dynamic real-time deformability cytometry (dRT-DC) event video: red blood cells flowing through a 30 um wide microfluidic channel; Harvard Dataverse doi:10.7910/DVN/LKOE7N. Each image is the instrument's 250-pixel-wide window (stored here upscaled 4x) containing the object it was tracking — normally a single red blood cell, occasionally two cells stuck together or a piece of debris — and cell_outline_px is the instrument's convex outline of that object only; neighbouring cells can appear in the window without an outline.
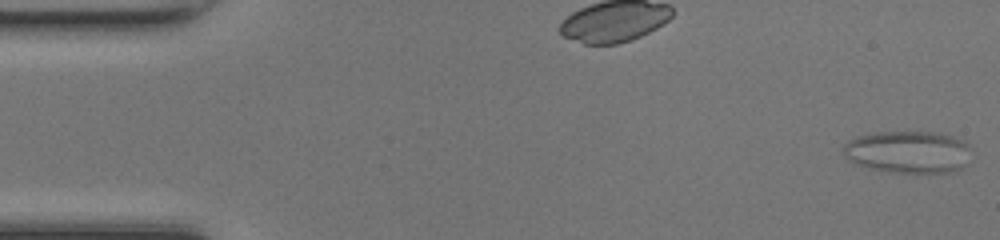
{"species": "common noctule bat (a hibernating species)", "species_latin": "Nyctalus noctula", "temperature_condition": "room temperature", "stored_images_in_passage": 49, "camera_frame_rate_fps": 3000, "um_per_image_px": 0.085, "animal": {"sex": "female", "body_mass_g": 17.0, "forearm_length_mm": 48.0}, "frame": {"image": 1, "passage_image": 1, "time_ms": 0.0, "image_size_px": [1000, 240], "cell_outline_px": [[972, 148], [968, 164], [964, 168], [956, 172], [892, 172], [868, 168], [856, 164], [844, 156], [844, 144], [848, 140], [856, 136], [876, 132], [940, 132], [964, 140]], "centroid_in_image_um": [77.25, 12.91], "position_along_channel_um": 7.7, "area_um2": 32.02}}
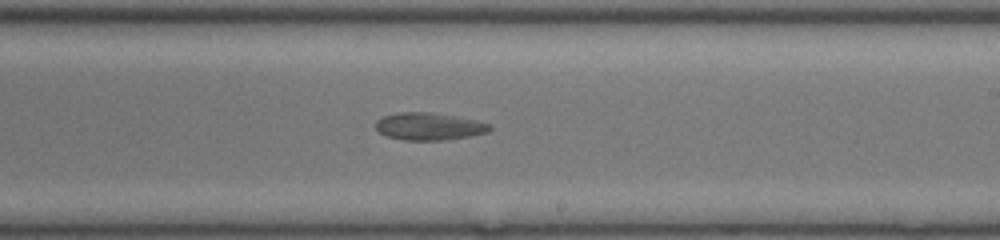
{"frame": {"image": 2, "passage_image": 29, "time_ms": 9.333, "image_size_px": [1000, 240], "cell_outline_px": [[492, 128], [488, 132], [448, 140], [404, 140], [384, 136], [376, 128], [376, 120], [384, 116], [400, 112], [428, 112], [456, 116], [476, 120], [492, 124]], "centroid_in_image_um": [36.48, 10.75], "position_along_channel_um": 252.5, "area_um2": 18.26}}
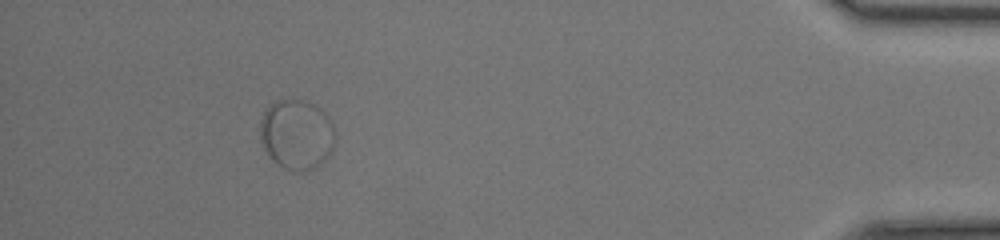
{"frame": {"image": 3, "passage_image": 45, "time_ms": 14.667, "image_size_px": [1000, 240], "cell_outline_px": [[336, 144], [328, 156], [316, 168], [308, 172], [296, 172], [284, 168], [272, 160], [268, 156], [260, 140], [260, 120], [264, 108], [268, 104], [276, 100], [308, 100], [316, 104], [332, 120], [336, 132]], "centroid_in_image_um": [25.23, 11.42], "position_along_channel_um": 410.0, "area_um2": 31.67}}